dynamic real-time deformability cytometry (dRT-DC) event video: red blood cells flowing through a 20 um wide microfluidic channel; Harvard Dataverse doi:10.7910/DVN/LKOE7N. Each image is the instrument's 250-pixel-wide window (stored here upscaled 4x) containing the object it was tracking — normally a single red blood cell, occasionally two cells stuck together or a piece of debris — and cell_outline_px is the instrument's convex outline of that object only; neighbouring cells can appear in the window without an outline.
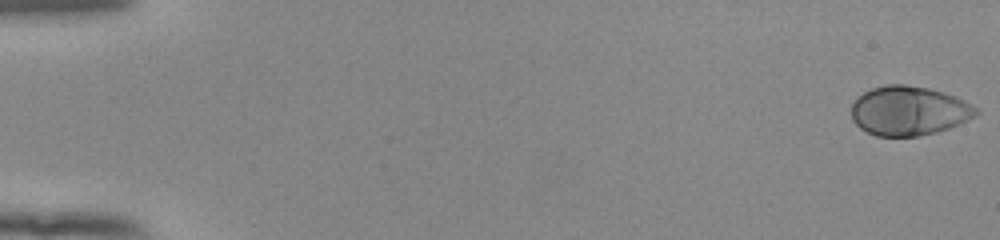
{"species": "human", "species_latin": "Homo sapiens", "temperature_condition": "room temperature", "stored_images_in_passage": 54, "camera_frame_rate_fps": 3000, "um_per_image_px": 0.085, "donor": {"sex": "female"}, "frame": {"image": 1, "passage_image": 1, "time_ms": 0.0, "image_size_px": [1000, 240], "cell_outline_px": [[980, 112], [976, 116], [968, 120], [948, 128], [936, 132], [920, 136], [876, 136], [860, 128], [852, 120], [852, 104], [856, 96], [872, 88], [888, 84], [904, 84], [928, 88], [944, 92], [956, 96], [972, 104]], "centroid_in_image_um": [77.25, 9.41], "position_along_channel_um": 7.7, "area_um2": 36.01}}
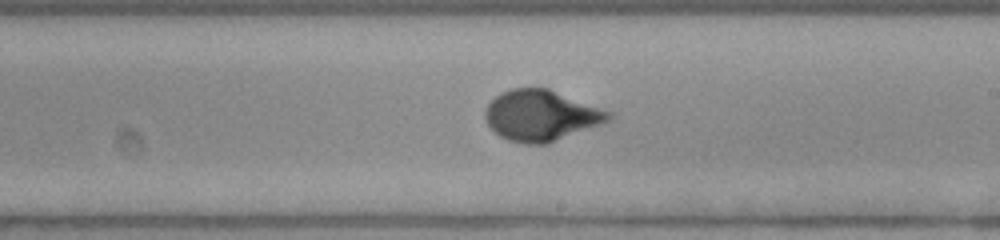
{"frame": {"image": 2, "passage_image": 33, "time_ms": 10.667, "image_size_px": [1000, 240], "cell_outline_px": [[612, 116], [608, 120], [600, 124], [548, 144], [520, 144], [508, 140], [500, 136], [488, 124], [484, 116], [484, 112], [488, 104], [496, 96], [512, 88], [548, 88], [612, 112]], "centroid_in_image_um": [45.98, 9.83], "position_along_channel_um": 243.0, "area_um2": 36.3}}
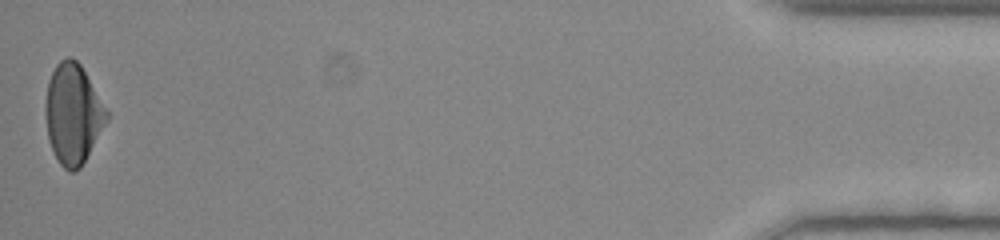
{"frame": {"image": 3, "passage_image": 54, "time_ms": 17.667, "image_size_px": [1000, 240], "cell_outline_px": [[108, 120], [80, 168], [76, 172], [68, 172], [60, 164], [52, 148], [48, 136], [44, 108], [44, 104], [48, 80], [56, 64], [60, 60], [68, 56], [72, 56], [80, 64], [108, 112]], "centroid_in_image_um": [6.18, 9.67], "position_along_channel_um": 429.0, "area_um2": 35.49}, "authors_computed_cell_mechanics": {"area_um2": 34.8823, "velocity_mm_per_s": 3.8724, "shape_relaxation_time_tau1_ms": 3.4652, "shape_relaxation_time_tau2_ms": null, "deformation_change_tau1": 0.2094, "deformation_change_tau2": null}}